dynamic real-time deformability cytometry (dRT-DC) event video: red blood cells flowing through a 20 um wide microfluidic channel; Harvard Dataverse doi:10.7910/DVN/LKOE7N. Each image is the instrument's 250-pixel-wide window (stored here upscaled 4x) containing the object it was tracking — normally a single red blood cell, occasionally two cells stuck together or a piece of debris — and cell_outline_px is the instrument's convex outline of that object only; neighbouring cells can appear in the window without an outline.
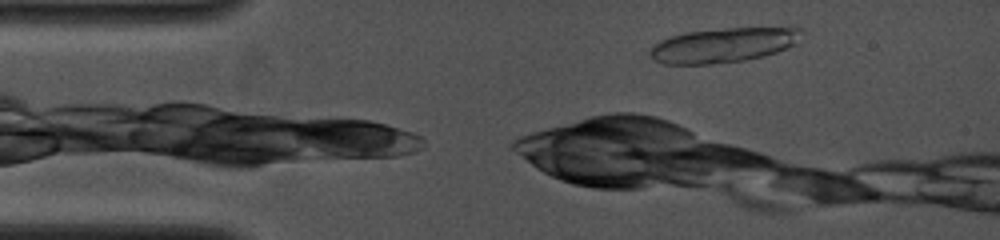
{"species": "common noctule bat (a hibernating species)", "species_latin": "Nyctalus noctula", "temperature_condition": "cold", "stored_images_in_passage": 8, "camera_frame_rate_fps": 4000, "um_per_image_px": 0.085, "animal": {"sex": "female", "body_mass_g": 19.0, "forearm_length_mm": 53.3}, "frame": {"image": 1, "passage_image": 1, "time_ms": 0.0, "image_size_px": [1000, 240], "cell_outline_px": [[804, 32], [796, 44], [788, 48], [764, 56], [744, 60], [708, 64], [664, 64], [652, 60], [648, 56], [648, 52], [652, 44], [660, 40], [672, 36], [688, 32], [724, 28], [804, 28]], "centroid_in_image_um": [61.46, 3.84], "position_along_channel_um": 23.5, "area_um2": 30.75}}
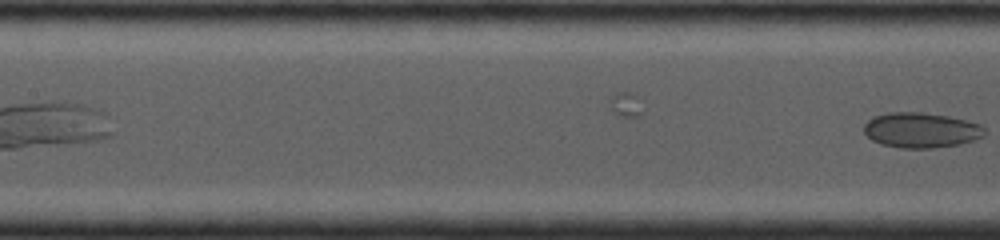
{"frame": {"image": 2, "passage_image": 8, "time_ms": 8.75, "image_size_px": [1000, 240], "cell_outline_px": [[984, 136], [960, 144], [932, 148], [900, 148], [880, 144], [872, 140], [864, 132], [864, 124], [868, 120], [876, 116], [888, 112], [924, 112], [948, 116], [980, 124], [984, 128]], "centroid_in_image_um": [78.27, 11.06], "position_along_channel_um": 129.1, "area_um2": 24.68}}